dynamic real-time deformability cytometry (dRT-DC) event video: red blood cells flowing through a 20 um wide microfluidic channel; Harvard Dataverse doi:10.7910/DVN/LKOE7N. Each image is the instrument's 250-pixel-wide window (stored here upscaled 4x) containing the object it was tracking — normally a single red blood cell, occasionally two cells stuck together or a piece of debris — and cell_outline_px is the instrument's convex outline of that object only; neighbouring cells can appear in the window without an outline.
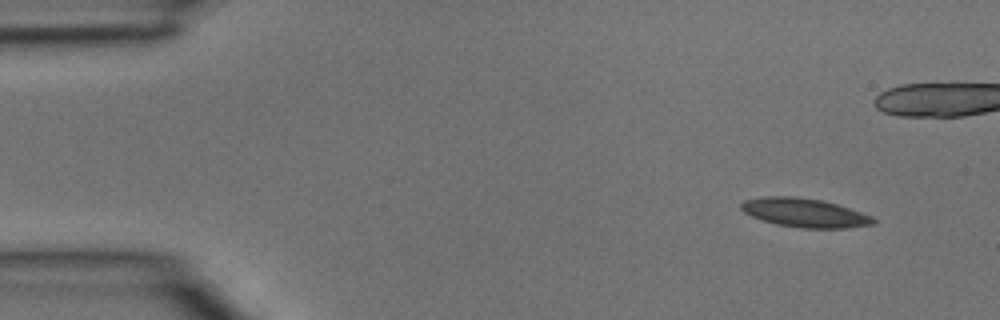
{"species": "common noctule bat (a hibernating species)", "species_latin": "Nyctalus noctula", "temperature_condition": "room temperature", "stored_images_in_passage": 4, "camera_frame_rate_fps": 3000, "um_per_image_px": 0.085, "animal": {"sex": "male", "body_mass_g": 15.6}, "frame": {"image": 1, "passage_image": 1, "time_ms": 0.0, "image_size_px": [1000, 320], "cell_outline_px": [[876, 224], [848, 228], [800, 228], [776, 224], [752, 216], [744, 212], [740, 208], [740, 204], [744, 200], [764, 196], [792, 196], [820, 200], [836, 204], [872, 216], [876, 220]], "centroid_in_image_um": [68.39, 18.09], "position_along_channel_um": 16.6, "area_um2": 22.14}}